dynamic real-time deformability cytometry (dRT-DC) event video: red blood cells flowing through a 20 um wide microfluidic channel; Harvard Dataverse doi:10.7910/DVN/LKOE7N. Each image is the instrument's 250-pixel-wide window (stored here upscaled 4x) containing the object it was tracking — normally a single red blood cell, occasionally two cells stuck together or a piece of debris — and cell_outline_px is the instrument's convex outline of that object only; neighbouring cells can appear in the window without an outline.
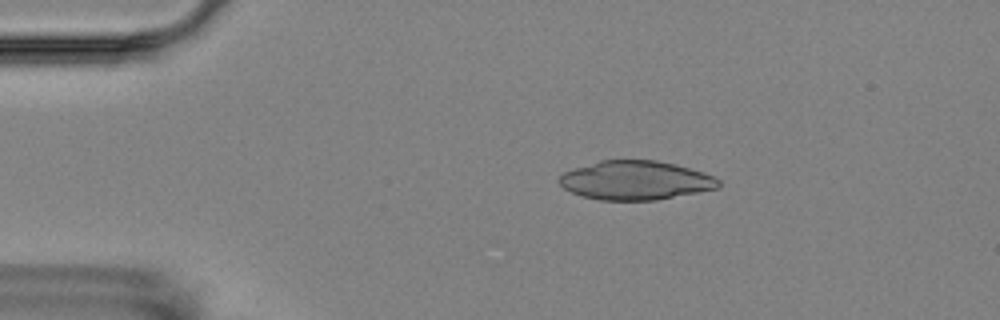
{"species": "Egyptian fruit bat (a non-hibernating species)", "species_latin": "Rousettus aegyptiacus", "temperature_condition": "room temperature", "stored_images_in_passage": 4, "camera_frame_rate_fps": 3000, "um_per_image_px": 0.085, "animal": {"sex": "female"}, "frame": {"image": 1, "passage_image": 3, "time_ms": 2.333, "image_size_px": [1000, 320], "cell_outline_px": [[720, 188], [656, 200], [600, 200], [584, 196], [572, 192], [564, 188], [556, 180], [564, 172], [600, 160], [656, 160], [676, 164], [704, 172], [720, 180]], "centroid_in_image_um": [54.05, 15.33], "position_along_channel_um": 31.0, "area_um2": 36.13}}